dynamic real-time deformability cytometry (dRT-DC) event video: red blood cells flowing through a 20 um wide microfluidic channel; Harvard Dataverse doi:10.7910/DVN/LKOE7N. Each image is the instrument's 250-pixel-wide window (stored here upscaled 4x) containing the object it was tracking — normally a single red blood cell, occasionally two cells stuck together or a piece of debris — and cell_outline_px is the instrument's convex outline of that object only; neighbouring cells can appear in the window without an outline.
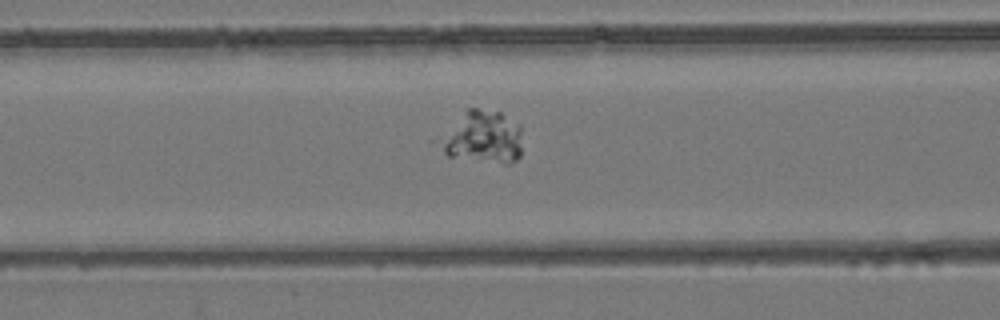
{"species": "common noctule bat (a hibernating species)", "species_latin": "Nyctalus noctula", "temperature_condition": "room temperature", "stored_images_in_passage": 26, "camera_frame_rate_fps": 3000, "um_per_image_px": 0.085, "animal": {"sex": "female", "body_mass_g": 24.6, "forearm_length_mm": 56.2}, "frame": {"image": 1, "passage_image": 8, "time_ms": 2.333, "image_size_px": [1000, 320], "cell_outline_px": [[520, 156], [512, 164], [504, 164], [448, 156], [428, 140], [468, 108], [476, 108], [500, 112], [520, 124]], "centroid_in_image_um": [40.86, 11.66], "position_along_channel_um": 125.7, "area_um2": 26.65}}
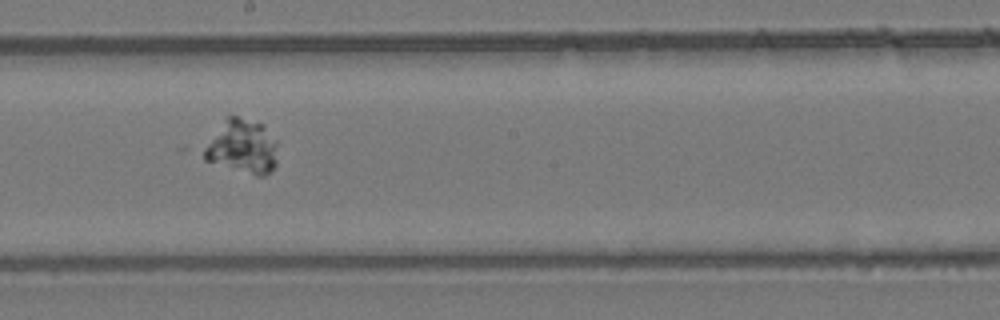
{"frame": {"image": 2, "passage_image": 16, "time_ms": 5.0, "image_size_px": [1000, 320], "cell_outline_px": [[276, 164], [264, 176], [256, 176], [204, 160], [200, 148], [228, 116], [236, 116], [264, 124], [276, 140]], "centroid_in_image_um": [20.55, 12.46], "position_along_channel_um": 227.6, "area_um2": 23.35}}
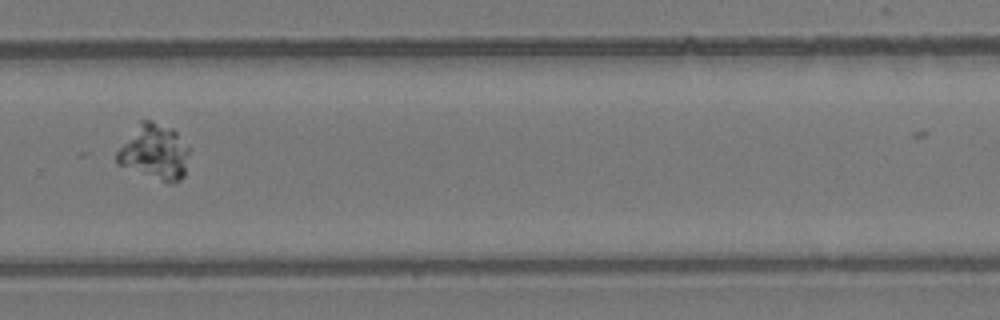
{"frame": {"image": 3, "passage_image": 23, "time_ms": 7.333, "image_size_px": [1000, 320], "cell_outline_px": [[188, 152], [184, 176], [180, 180], [172, 184], [168, 184], [116, 164], [116, 152], [140, 120], [152, 120], [172, 128], [176, 132], [188, 148]], "centroid_in_image_um": [13.11, 12.94], "position_along_channel_um": 316.7, "area_um2": 23.29}}